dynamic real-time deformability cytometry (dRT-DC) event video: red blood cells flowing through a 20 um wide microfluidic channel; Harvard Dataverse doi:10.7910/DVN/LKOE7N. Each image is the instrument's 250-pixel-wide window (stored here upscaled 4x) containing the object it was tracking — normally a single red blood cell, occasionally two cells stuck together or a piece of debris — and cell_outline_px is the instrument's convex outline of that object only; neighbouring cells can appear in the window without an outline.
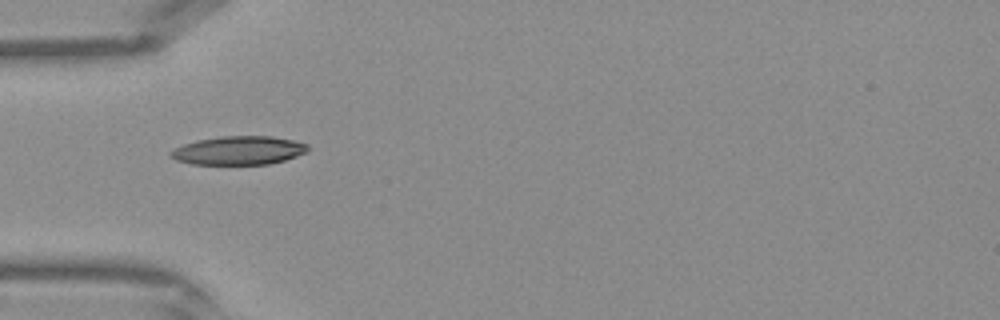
{"species": "Egyptian fruit bat (a non-hibernating species)", "species_latin": "Rousettus aegyptiacus", "temperature_condition": "warm", "stored_images_in_passage": 30, "camera_frame_rate_fps": 3000, "um_per_image_px": 0.085, "frame": {"image": 1, "passage_image": 1, "time_ms": 0.0, "image_size_px": [1000, 320], "cell_outline_px": [[308, 152], [284, 160], [268, 164], [192, 164], [176, 160], [168, 152], [184, 144], [196, 140], [220, 136], [272, 136], [292, 140], [308, 144]], "centroid_in_image_um": [20.3, 12.78], "position_along_channel_um": 64.7, "area_um2": 22.77}}
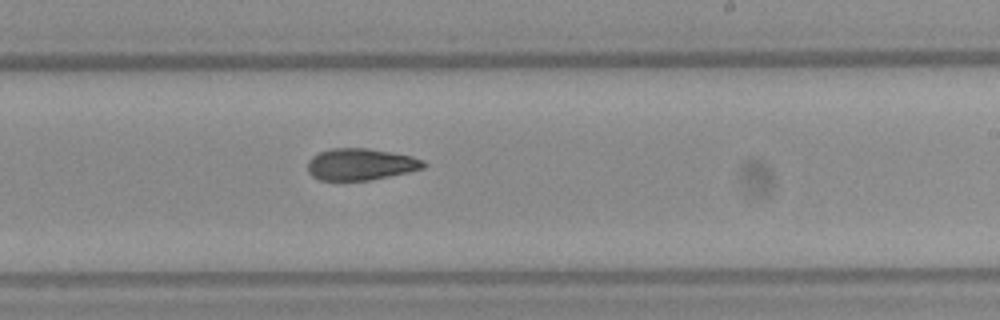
{"frame": {"image": 2, "passage_image": 13, "time_ms": 4.0, "image_size_px": [1000, 320], "cell_outline_px": [[428, 164], [424, 168], [408, 172], [368, 180], [320, 180], [312, 176], [308, 172], [308, 160], [312, 156], [320, 152], [332, 148], [368, 148], [412, 156], [424, 160]], "centroid_in_image_um": [30.66, 13.96], "position_along_channel_um": 258.3, "area_um2": 21.39}}
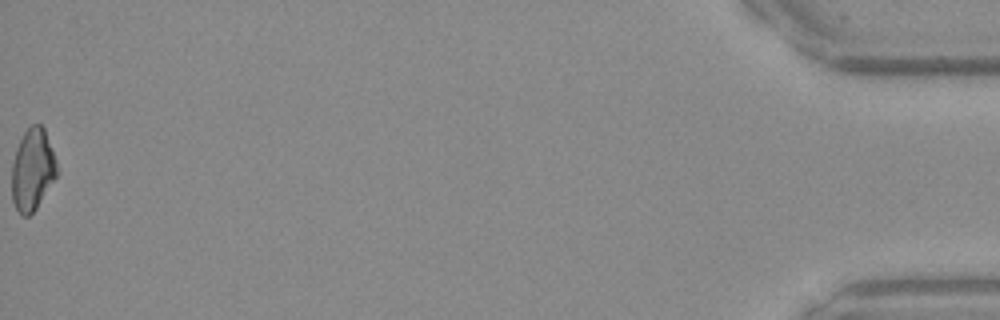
{"frame": {"image": 3, "passage_image": 30, "time_ms": 9.667, "image_size_px": [1000, 320], "cell_outline_px": [[56, 176], [36, 208], [28, 216], [24, 216], [16, 208], [12, 200], [12, 164], [16, 148], [24, 132], [32, 124], [40, 124], [44, 128], [56, 160]], "centroid_in_image_um": [2.75, 14.4], "position_along_channel_um": 432.5, "area_um2": 21.1}}